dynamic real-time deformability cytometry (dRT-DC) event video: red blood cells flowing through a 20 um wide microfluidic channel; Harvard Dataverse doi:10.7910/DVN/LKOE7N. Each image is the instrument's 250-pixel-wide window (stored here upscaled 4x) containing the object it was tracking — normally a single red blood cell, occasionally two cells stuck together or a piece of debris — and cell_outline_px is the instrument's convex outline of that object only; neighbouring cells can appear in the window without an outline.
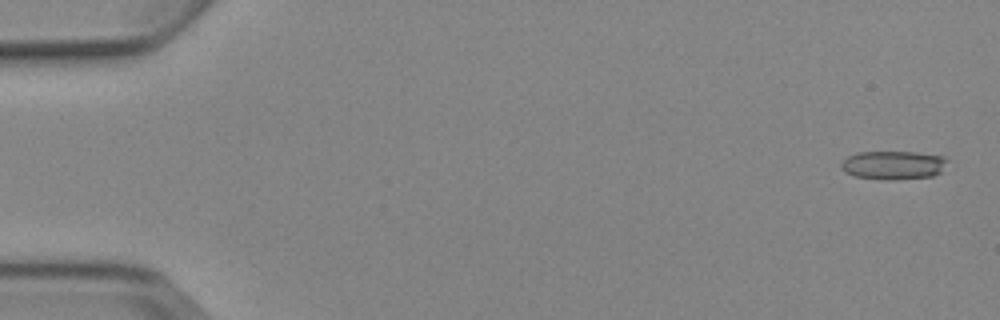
{"species": "Egyptian fruit bat (a non-hibernating species)", "species_latin": "Rousettus aegyptiacus", "temperature_condition": "cold", "stored_images_in_passage": 5, "camera_frame_rate_fps": 3000, "um_per_image_px": 0.085, "animal": {"sex": "female"}, "frame": {"image": 1, "passage_image": 1, "time_ms": 0.0, "image_size_px": [1000, 320], "cell_outline_px": [[948, 160], [940, 172], [932, 176], [888, 180], [852, 176], [844, 172], [840, 168], [840, 164], [848, 156], [856, 152], [916, 152], [944, 156]], "centroid_in_image_um": [75.89, 14.03], "position_along_channel_um": 9.1, "area_um2": 17.74}}
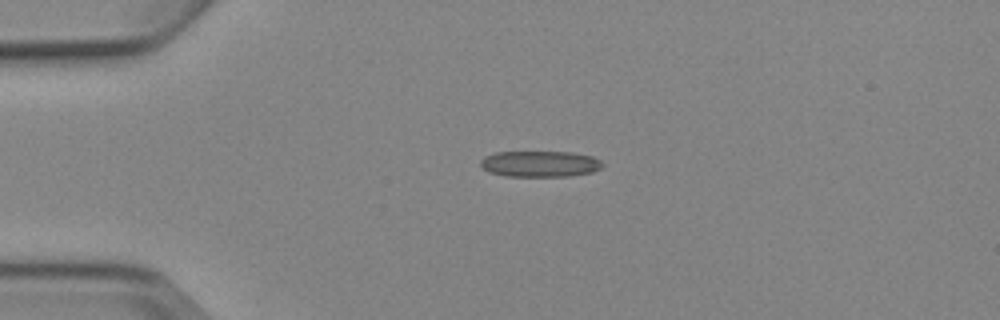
{"frame": {"image": 2, "passage_image": 4, "time_ms": 3.667, "image_size_px": [1000, 320], "cell_outline_px": [[604, 164], [600, 168], [592, 172], [568, 176], [504, 176], [488, 172], [480, 164], [480, 160], [484, 156], [496, 152], [572, 152], [592, 156], [600, 160]], "centroid_in_image_um": [45.88, 13.93], "position_along_channel_um": 39.1, "area_um2": 18.55}}